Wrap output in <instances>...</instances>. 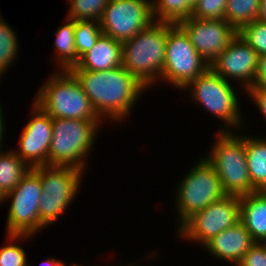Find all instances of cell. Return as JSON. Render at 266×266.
Masks as SVG:
<instances>
[{
	"instance_id": "cell-14",
	"label": "cell",
	"mask_w": 266,
	"mask_h": 266,
	"mask_svg": "<svg viewBox=\"0 0 266 266\" xmlns=\"http://www.w3.org/2000/svg\"><path fill=\"white\" fill-rule=\"evenodd\" d=\"M258 59V53L237 34L209 67L223 79L244 80L249 90L254 84Z\"/></svg>"
},
{
	"instance_id": "cell-28",
	"label": "cell",
	"mask_w": 266,
	"mask_h": 266,
	"mask_svg": "<svg viewBox=\"0 0 266 266\" xmlns=\"http://www.w3.org/2000/svg\"><path fill=\"white\" fill-rule=\"evenodd\" d=\"M227 0H198L190 17L198 19H225Z\"/></svg>"
},
{
	"instance_id": "cell-6",
	"label": "cell",
	"mask_w": 266,
	"mask_h": 266,
	"mask_svg": "<svg viewBox=\"0 0 266 266\" xmlns=\"http://www.w3.org/2000/svg\"><path fill=\"white\" fill-rule=\"evenodd\" d=\"M40 178L39 220L46 227L65 211L79 188L82 170L72 166L31 168Z\"/></svg>"
},
{
	"instance_id": "cell-25",
	"label": "cell",
	"mask_w": 266,
	"mask_h": 266,
	"mask_svg": "<svg viewBox=\"0 0 266 266\" xmlns=\"http://www.w3.org/2000/svg\"><path fill=\"white\" fill-rule=\"evenodd\" d=\"M71 8L68 19L95 20L100 22L110 0H69Z\"/></svg>"
},
{
	"instance_id": "cell-29",
	"label": "cell",
	"mask_w": 266,
	"mask_h": 266,
	"mask_svg": "<svg viewBox=\"0 0 266 266\" xmlns=\"http://www.w3.org/2000/svg\"><path fill=\"white\" fill-rule=\"evenodd\" d=\"M25 251L15 244H8L0 248V266L27 265Z\"/></svg>"
},
{
	"instance_id": "cell-4",
	"label": "cell",
	"mask_w": 266,
	"mask_h": 266,
	"mask_svg": "<svg viewBox=\"0 0 266 266\" xmlns=\"http://www.w3.org/2000/svg\"><path fill=\"white\" fill-rule=\"evenodd\" d=\"M99 121L52 118L48 166H72L83 171V158L91 150Z\"/></svg>"
},
{
	"instance_id": "cell-12",
	"label": "cell",
	"mask_w": 266,
	"mask_h": 266,
	"mask_svg": "<svg viewBox=\"0 0 266 266\" xmlns=\"http://www.w3.org/2000/svg\"><path fill=\"white\" fill-rule=\"evenodd\" d=\"M193 87V97L211 113L222 118L229 126H239L240 113L236 93L226 79L210 67L186 87Z\"/></svg>"
},
{
	"instance_id": "cell-2",
	"label": "cell",
	"mask_w": 266,
	"mask_h": 266,
	"mask_svg": "<svg viewBox=\"0 0 266 266\" xmlns=\"http://www.w3.org/2000/svg\"><path fill=\"white\" fill-rule=\"evenodd\" d=\"M173 24L154 21L131 39L122 42V66L146 87L162 75L167 30Z\"/></svg>"
},
{
	"instance_id": "cell-1",
	"label": "cell",
	"mask_w": 266,
	"mask_h": 266,
	"mask_svg": "<svg viewBox=\"0 0 266 266\" xmlns=\"http://www.w3.org/2000/svg\"><path fill=\"white\" fill-rule=\"evenodd\" d=\"M80 82L94 110L121 120L130 113V108L145 89L136 77L122 65L104 71L70 70ZM119 118V119H118Z\"/></svg>"
},
{
	"instance_id": "cell-15",
	"label": "cell",
	"mask_w": 266,
	"mask_h": 266,
	"mask_svg": "<svg viewBox=\"0 0 266 266\" xmlns=\"http://www.w3.org/2000/svg\"><path fill=\"white\" fill-rule=\"evenodd\" d=\"M36 114L24 127L19 144L20 154L16 155L25 163L30 162V168L48 166V152L52 138V117L37 104L33 105Z\"/></svg>"
},
{
	"instance_id": "cell-34",
	"label": "cell",
	"mask_w": 266,
	"mask_h": 266,
	"mask_svg": "<svg viewBox=\"0 0 266 266\" xmlns=\"http://www.w3.org/2000/svg\"><path fill=\"white\" fill-rule=\"evenodd\" d=\"M63 265L64 263H62L61 261L59 262L58 260L56 261V259L52 258L50 260L48 259L41 266H63Z\"/></svg>"
},
{
	"instance_id": "cell-36",
	"label": "cell",
	"mask_w": 266,
	"mask_h": 266,
	"mask_svg": "<svg viewBox=\"0 0 266 266\" xmlns=\"http://www.w3.org/2000/svg\"><path fill=\"white\" fill-rule=\"evenodd\" d=\"M3 200H4V194L0 191V203L1 201L3 202Z\"/></svg>"
},
{
	"instance_id": "cell-37",
	"label": "cell",
	"mask_w": 266,
	"mask_h": 266,
	"mask_svg": "<svg viewBox=\"0 0 266 266\" xmlns=\"http://www.w3.org/2000/svg\"><path fill=\"white\" fill-rule=\"evenodd\" d=\"M262 243H264L263 245H264V247H265V249H266V239H264V240L262 241Z\"/></svg>"
},
{
	"instance_id": "cell-23",
	"label": "cell",
	"mask_w": 266,
	"mask_h": 266,
	"mask_svg": "<svg viewBox=\"0 0 266 266\" xmlns=\"http://www.w3.org/2000/svg\"><path fill=\"white\" fill-rule=\"evenodd\" d=\"M152 3L153 16L158 21L177 24L190 17L192 8L198 0H155Z\"/></svg>"
},
{
	"instance_id": "cell-20",
	"label": "cell",
	"mask_w": 266,
	"mask_h": 266,
	"mask_svg": "<svg viewBox=\"0 0 266 266\" xmlns=\"http://www.w3.org/2000/svg\"><path fill=\"white\" fill-rule=\"evenodd\" d=\"M10 152L0 153V191L4 195L13 190L31 169L27 166L29 163L21 160L14 151Z\"/></svg>"
},
{
	"instance_id": "cell-35",
	"label": "cell",
	"mask_w": 266,
	"mask_h": 266,
	"mask_svg": "<svg viewBox=\"0 0 266 266\" xmlns=\"http://www.w3.org/2000/svg\"><path fill=\"white\" fill-rule=\"evenodd\" d=\"M1 109H2V108H0V143H1V140H2V138H3V137H2V136H3V133H2V132H3V130H4V128H3V127H4V126H3V118H2L3 116H1V115H2V114H1V113H2V112H1ZM0 145H1V144H0Z\"/></svg>"
},
{
	"instance_id": "cell-13",
	"label": "cell",
	"mask_w": 266,
	"mask_h": 266,
	"mask_svg": "<svg viewBox=\"0 0 266 266\" xmlns=\"http://www.w3.org/2000/svg\"><path fill=\"white\" fill-rule=\"evenodd\" d=\"M199 55L210 66L238 32L225 19L188 17L178 23Z\"/></svg>"
},
{
	"instance_id": "cell-8",
	"label": "cell",
	"mask_w": 266,
	"mask_h": 266,
	"mask_svg": "<svg viewBox=\"0 0 266 266\" xmlns=\"http://www.w3.org/2000/svg\"><path fill=\"white\" fill-rule=\"evenodd\" d=\"M208 68V63L196 51L185 30L178 23L173 24L167 30L162 78L183 89Z\"/></svg>"
},
{
	"instance_id": "cell-26",
	"label": "cell",
	"mask_w": 266,
	"mask_h": 266,
	"mask_svg": "<svg viewBox=\"0 0 266 266\" xmlns=\"http://www.w3.org/2000/svg\"><path fill=\"white\" fill-rule=\"evenodd\" d=\"M239 36L252 48L259 56H266V23L255 20L243 26L238 31Z\"/></svg>"
},
{
	"instance_id": "cell-32",
	"label": "cell",
	"mask_w": 266,
	"mask_h": 266,
	"mask_svg": "<svg viewBox=\"0 0 266 266\" xmlns=\"http://www.w3.org/2000/svg\"><path fill=\"white\" fill-rule=\"evenodd\" d=\"M266 86V56H259L253 87Z\"/></svg>"
},
{
	"instance_id": "cell-11",
	"label": "cell",
	"mask_w": 266,
	"mask_h": 266,
	"mask_svg": "<svg viewBox=\"0 0 266 266\" xmlns=\"http://www.w3.org/2000/svg\"><path fill=\"white\" fill-rule=\"evenodd\" d=\"M240 221V198L225 195L194 213L182 225L181 235L204 243Z\"/></svg>"
},
{
	"instance_id": "cell-17",
	"label": "cell",
	"mask_w": 266,
	"mask_h": 266,
	"mask_svg": "<svg viewBox=\"0 0 266 266\" xmlns=\"http://www.w3.org/2000/svg\"><path fill=\"white\" fill-rule=\"evenodd\" d=\"M121 65L122 43L102 33L95 45L70 70L104 71Z\"/></svg>"
},
{
	"instance_id": "cell-21",
	"label": "cell",
	"mask_w": 266,
	"mask_h": 266,
	"mask_svg": "<svg viewBox=\"0 0 266 266\" xmlns=\"http://www.w3.org/2000/svg\"><path fill=\"white\" fill-rule=\"evenodd\" d=\"M67 24L63 27H59L56 33L55 47L58 51V61L61 64L62 69L60 70H70L79 62V57L76 53L75 47V20H66Z\"/></svg>"
},
{
	"instance_id": "cell-9",
	"label": "cell",
	"mask_w": 266,
	"mask_h": 266,
	"mask_svg": "<svg viewBox=\"0 0 266 266\" xmlns=\"http://www.w3.org/2000/svg\"><path fill=\"white\" fill-rule=\"evenodd\" d=\"M181 182L177 196L181 225L194 213L226 195L217 171L206 158L201 159Z\"/></svg>"
},
{
	"instance_id": "cell-24",
	"label": "cell",
	"mask_w": 266,
	"mask_h": 266,
	"mask_svg": "<svg viewBox=\"0 0 266 266\" xmlns=\"http://www.w3.org/2000/svg\"><path fill=\"white\" fill-rule=\"evenodd\" d=\"M102 33L100 22L95 25L93 20L75 21V47L79 58L95 45Z\"/></svg>"
},
{
	"instance_id": "cell-31",
	"label": "cell",
	"mask_w": 266,
	"mask_h": 266,
	"mask_svg": "<svg viewBox=\"0 0 266 266\" xmlns=\"http://www.w3.org/2000/svg\"><path fill=\"white\" fill-rule=\"evenodd\" d=\"M251 97L254 98L260 110L266 116V86L252 87L248 90Z\"/></svg>"
},
{
	"instance_id": "cell-7",
	"label": "cell",
	"mask_w": 266,
	"mask_h": 266,
	"mask_svg": "<svg viewBox=\"0 0 266 266\" xmlns=\"http://www.w3.org/2000/svg\"><path fill=\"white\" fill-rule=\"evenodd\" d=\"M41 194L40 178L30 169L18 185L4 195V199L13 197L7 218L8 236L12 241L32 236L44 227L39 220Z\"/></svg>"
},
{
	"instance_id": "cell-5",
	"label": "cell",
	"mask_w": 266,
	"mask_h": 266,
	"mask_svg": "<svg viewBox=\"0 0 266 266\" xmlns=\"http://www.w3.org/2000/svg\"><path fill=\"white\" fill-rule=\"evenodd\" d=\"M216 142L206 160L217 171L224 193L241 197L256 192L249 176L245 138L222 131Z\"/></svg>"
},
{
	"instance_id": "cell-30",
	"label": "cell",
	"mask_w": 266,
	"mask_h": 266,
	"mask_svg": "<svg viewBox=\"0 0 266 266\" xmlns=\"http://www.w3.org/2000/svg\"><path fill=\"white\" fill-rule=\"evenodd\" d=\"M237 266H266V249L263 243L255 242Z\"/></svg>"
},
{
	"instance_id": "cell-19",
	"label": "cell",
	"mask_w": 266,
	"mask_h": 266,
	"mask_svg": "<svg viewBox=\"0 0 266 266\" xmlns=\"http://www.w3.org/2000/svg\"><path fill=\"white\" fill-rule=\"evenodd\" d=\"M245 148L251 184L256 191H266V140L245 137Z\"/></svg>"
},
{
	"instance_id": "cell-18",
	"label": "cell",
	"mask_w": 266,
	"mask_h": 266,
	"mask_svg": "<svg viewBox=\"0 0 266 266\" xmlns=\"http://www.w3.org/2000/svg\"><path fill=\"white\" fill-rule=\"evenodd\" d=\"M240 198V221L255 242L266 239V191H256Z\"/></svg>"
},
{
	"instance_id": "cell-27",
	"label": "cell",
	"mask_w": 266,
	"mask_h": 266,
	"mask_svg": "<svg viewBox=\"0 0 266 266\" xmlns=\"http://www.w3.org/2000/svg\"><path fill=\"white\" fill-rule=\"evenodd\" d=\"M3 21L0 18V76L16 58V51H18L15 32Z\"/></svg>"
},
{
	"instance_id": "cell-16",
	"label": "cell",
	"mask_w": 266,
	"mask_h": 266,
	"mask_svg": "<svg viewBox=\"0 0 266 266\" xmlns=\"http://www.w3.org/2000/svg\"><path fill=\"white\" fill-rule=\"evenodd\" d=\"M254 243L250 233L239 221L220 232L204 246L217 258L234 262L237 265Z\"/></svg>"
},
{
	"instance_id": "cell-10",
	"label": "cell",
	"mask_w": 266,
	"mask_h": 266,
	"mask_svg": "<svg viewBox=\"0 0 266 266\" xmlns=\"http://www.w3.org/2000/svg\"><path fill=\"white\" fill-rule=\"evenodd\" d=\"M154 22L152 1L110 0L100 20L103 34L121 43Z\"/></svg>"
},
{
	"instance_id": "cell-33",
	"label": "cell",
	"mask_w": 266,
	"mask_h": 266,
	"mask_svg": "<svg viewBox=\"0 0 266 266\" xmlns=\"http://www.w3.org/2000/svg\"><path fill=\"white\" fill-rule=\"evenodd\" d=\"M257 20L266 23V0H260Z\"/></svg>"
},
{
	"instance_id": "cell-3",
	"label": "cell",
	"mask_w": 266,
	"mask_h": 266,
	"mask_svg": "<svg viewBox=\"0 0 266 266\" xmlns=\"http://www.w3.org/2000/svg\"><path fill=\"white\" fill-rule=\"evenodd\" d=\"M62 73L53 75L40 88L33 103L52 118L100 120L73 73L70 70H63Z\"/></svg>"
},
{
	"instance_id": "cell-22",
	"label": "cell",
	"mask_w": 266,
	"mask_h": 266,
	"mask_svg": "<svg viewBox=\"0 0 266 266\" xmlns=\"http://www.w3.org/2000/svg\"><path fill=\"white\" fill-rule=\"evenodd\" d=\"M260 0H227L225 20L238 32L257 20Z\"/></svg>"
}]
</instances>
